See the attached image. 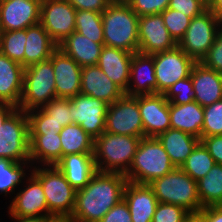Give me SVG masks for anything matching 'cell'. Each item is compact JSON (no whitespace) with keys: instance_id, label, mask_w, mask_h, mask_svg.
Here are the masks:
<instances>
[{"instance_id":"1","label":"cell","mask_w":222,"mask_h":222,"mask_svg":"<svg viewBox=\"0 0 222 222\" xmlns=\"http://www.w3.org/2000/svg\"><path fill=\"white\" fill-rule=\"evenodd\" d=\"M127 178L120 173L97 171L89 183L76 190L75 206L70 222H99L123 199Z\"/></svg>"},{"instance_id":"2","label":"cell","mask_w":222,"mask_h":222,"mask_svg":"<svg viewBox=\"0 0 222 222\" xmlns=\"http://www.w3.org/2000/svg\"><path fill=\"white\" fill-rule=\"evenodd\" d=\"M104 45L130 53L138 52L139 16L126 3H110L101 13Z\"/></svg>"},{"instance_id":"3","label":"cell","mask_w":222,"mask_h":222,"mask_svg":"<svg viewBox=\"0 0 222 222\" xmlns=\"http://www.w3.org/2000/svg\"><path fill=\"white\" fill-rule=\"evenodd\" d=\"M141 137L103 132L94 140V160L98 171L126 175Z\"/></svg>"},{"instance_id":"4","label":"cell","mask_w":222,"mask_h":222,"mask_svg":"<svg viewBox=\"0 0 222 222\" xmlns=\"http://www.w3.org/2000/svg\"><path fill=\"white\" fill-rule=\"evenodd\" d=\"M175 168L160 141L156 137H144L125 177L132 183L150 184Z\"/></svg>"},{"instance_id":"5","label":"cell","mask_w":222,"mask_h":222,"mask_svg":"<svg viewBox=\"0 0 222 222\" xmlns=\"http://www.w3.org/2000/svg\"><path fill=\"white\" fill-rule=\"evenodd\" d=\"M32 168L30 173L41 183L46 196L50 218L69 219L75 206L76 190L55 165H35Z\"/></svg>"},{"instance_id":"6","label":"cell","mask_w":222,"mask_h":222,"mask_svg":"<svg viewBox=\"0 0 222 222\" xmlns=\"http://www.w3.org/2000/svg\"><path fill=\"white\" fill-rule=\"evenodd\" d=\"M148 185L153 189L158 202L175 204L188 212L202 209L197 191V181L179 167L154 179Z\"/></svg>"},{"instance_id":"7","label":"cell","mask_w":222,"mask_h":222,"mask_svg":"<svg viewBox=\"0 0 222 222\" xmlns=\"http://www.w3.org/2000/svg\"><path fill=\"white\" fill-rule=\"evenodd\" d=\"M54 77L50 59L25 67L23 93L18 109L25 112L40 109L56 99Z\"/></svg>"},{"instance_id":"8","label":"cell","mask_w":222,"mask_h":222,"mask_svg":"<svg viewBox=\"0 0 222 222\" xmlns=\"http://www.w3.org/2000/svg\"><path fill=\"white\" fill-rule=\"evenodd\" d=\"M0 159L30 162L29 121L23 110L17 108L0 126Z\"/></svg>"},{"instance_id":"9","label":"cell","mask_w":222,"mask_h":222,"mask_svg":"<svg viewBox=\"0 0 222 222\" xmlns=\"http://www.w3.org/2000/svg\"><path fill=\"white\" fill-rule=\"evenodd\" d=\"M219 31V18L207 8L191 19L184 37L177 45L196 62H201L213 45Z\"/></svg>"},{"instance_id":"10","label":"cell","mask_w":222,"mask_h":222,"mask_svg":"<svg viewBox=\"0 0 222 222\" xmlns=\"http://www.w3.org/2000/svg\"><path fill=\"white\" fill-rule=\"evenodd\" d=\"M105 132L144 138L138 96L124 94L114 103L108 105Z\"/></svg>"},{"instance_id":"11","label":"cell","mask_w":222,"mask_h":222,"mask_svg":"<svg viewBox=\"0 0 222 222\" xmlns=\"http://www.w3.org/2000/svg\"><path fill=\"white\" fill-rule=\"evenodd\" d=\"M157 93L164 94L178 80L190 76L197 63L178 45L172 50L153 54Z\"/></svg>"},{"instance_id":"12","label":"cell","mask_w":222,"mask_h":222,"mask_svg":"<svg viewBox=\"0 0 222 222\" xmlns=\"http://www.w3.org/2000/svg\"><path fill=\"white\" fill-rule=\"evenodd\" d=\"M76 9L67 0H41L40 24L59 44L75 31Z\"/></svg>"},{"instance_id":"13","label":"cell","mask_w":222,"mask_h":222,"mask_svg":"<svg viewBox=\"0 0 222 222\" xmlns=\"http://www.w3.org/2000/svg\"><path fill=\"white\" fill-rule=\"evenodd\" d=\"M29 172L21 188L11 197L12 201L8 207L9 217H50L41 183Z\"/></svg>"},{"instance_id":"14","label":"cell","mask_w":222,"mask_h":222,"mask_svg":"<svg viewBox=\"0 0 222 222\" xmlns=\"http://www.w3.org/2000/svg\"><path fill=\"white\" fill-rule=\"evenodd\" d=\"M108 104L89 95L78 94L70 99V112L74 123L94 140L105 131Z\"/></svg>"},{"instance_id":"15","label":"cell","mask_w":222,"mask_h":222,"mask_svg":"<svg viewBox=\"0 0 222 222\" xmlns=\"http://www.w3.org/2000/svg\"><path fill=\"white\" fill-rule=\"evenodd\" d=\"M138 40V52L149 55L172 50L177 46L165 27L161 14L139 17Z\"/></svg>"},{"instance_id":"16","label":"cell","mask_w":222,"mask_h":222,"mask_svg":"<svg viewBox=\"0 0 222 222\" xmlns=\"http://www.w3.org/2000/svg\"><path fill=\"white\" fill-rule=\"evenodd\" d=\"M41 0H0V31L23 30L40 23Z\"/></svg>"},{"instance_id":"17","label":"cell","mask_w":222,"mask_h":222,"mask_svg":"<svg viewBox=\"0 0 222 222\" xmlns=\"http://www.w3.org/2000/svg\"><path fill=\"white\" fill-rule=\"evenodd\" d=\"M50 60L54 69L56 97L71 99L80 94L82 67L59 48Z\"/></svg>"},{"instance_id":"18","label":"cell","mask_w":222,"mask_h":222,"mask_svg":"<svg viewBox=\"0 0 222 222\" xmlns=\"http://www.w3.org/2000/svg\"><path fill=\"white\" fill-rule=\"evenodd\" d=\"M144 137H157L171 128L169 102L164 94L138 96Z\"/></svg>"},{"instance_id":"19","label":"cell","mask_w":222,"mask_h":222,"mask_svg":"<svg viewBox=\"0 0 222 222\" xmlns=\"http://www.w3.org/2000/svg\"><path fill=\"white\" fill-rule=\"evenodd\" d=\"M80 93L103 100L108 105L114 103L125 94L118 85L107 77L98 65L82 67Z\"/></svg>"},{"instance_id":"20","label":"cell","mask_w":222,"mask_h":222,"mask_svg":"<svg viewBox=\"0 0 222 222\" xmlns=\"http://www.w3.org/2000/svg\"><path fill=\"white\" fill-rule=\"evenodd\" d=\"M157 93V81L153 55L133 53L130 66V79L126 95L141 96Z\"/></svg>"},{"instance_id":"21","label":"cell","mask_w":222,"mask_h":222,"mask_svg":"<svg viewBox=\"0 0 222 222\" xmlns=\"http://www.w3.org/2000/svg\"><path fill=\"white\" fill-rule=\"evenodd\" d=\"M123 199L127 203L132 222H152L158 199L148 184L127 182Z\"/></svg>"},{"instance_id":"22","label":"cell","mask_w":222,"mask_h":222,"mask_svg":"<svg viewBox=\"0 0 222 222\" xmlns=\"http://www.w3.org/2000/svg\"><path fill=\"white\" fill-rule=\"evenodd\" d=\"M195 100L205 107L222 99V73L205 67L197 62L191 71Z\"/></svg>"},{"instance_id":"23","label":"cell","mask_w":222,"mask_h":222,"mask_svg":"<svg viewBox=\"0 0 222 222\" xmlns=\"http://www.w3.org/2000/svg\"><path fill=\"white\" fill-rule=\"evenodd\" d=\"M24 67L0 53V104L18 108L23 93Z\"/></svg>"},{"instance_id":"24","label":"cell","mask_w":222,"mask_h":222,"mask_svg":"<svg viewBox=\"0 0 222 222\" xmlns=\"http://www.w3.org/2000/svg\"><path fill=\"white\" fill-rule=\"evenodd\" d=\"M132 57L133 53L104 45L97 65L109 79L126 92Z\"/></svg>"},{"instance_id":"25","label":"cell","mask_w":222,"mask_h":222,"mask_svg":"<svg viewBox=\"0 0 222 222\" xmlns=\"http://www.w3.org/2000/svg\"><path fill=\"white\" fill-rule=\"evenodd\" d=\"M55 166L75 190L84 188L98 171L93 153L65 155Z\"/></svg>"},{"instance_id":"26","label":"cell","mask_w":222,"mask_h":222,"mask_svg":"<svg viewBox=\"0 0 222 222\" xmlns=\"http://www.w3.org/2000/svg\"><path fill=\"white\" fill-rule=\"evenodd\" d=\"M57 48L58 44L40 23L26 28L24 68L50 59Z\"/></svg>"},{"instance_id":"27","label":"cell","mask_w":222,"mask_h":222,"mask_svg":"<svg viewBox=\"0 0 222 222\" xmlns=\"http://www.w3.org/2000/svg\"><path fill=\"white\" fill-rule=\"evenodd\" d=\"M103 46L104 43H95L76 31L58 44V48L81 67L97 65Z\"/></svg>"},{"instance_id":"28","label":"cell","mask_w":222,"mask_h":222,"mask_svg":"<svg viewBox=\"0 0 222 222\" xmlns=\"http://www.w3.org/2000/svg\"><path fill=\"white\" fill-rule=\"evenodd\" d=\"M171 128L202 137L204 109L196 101L188 104H169Z\"/></svg>"},{"instance_id":"29","label":"cell","mask_w":222,"mask_h":222,"mask_svg":"<svg viewBox=\"0 0 222 222\" xmlns=\"http://www.w3.org/2000/svg\"><path fill=\"white\" fill-rule=\"evenodd\" d=\"M175 167H181L200 139L178 129L170 128L156 137Z\"/></svg>"},{"instance_id":"30","label":"cell","mask_w":222,"mask_h":222,"mask_svg":"<svg viewBox=\"0 0 222 222\" xmlns=\"http://www.w3.org/2000/svg\"><path fill=\"white\" fill-rule=\"evenodd\" d=\"M30 163L55 165L62 158L60 134L29 135ZM38 162V163H37Z\"/></svg>"},{"instance_id":"31","label":"cell","mask_w":222,"mask_h":222,"mask_svg":"<svg viewBox=\"0 0 222 222\" xmlns=\"http://www.w3.org/2000/svg\"><path fill=\"white\" fill-rule=\"evenodd\" d=\"M197 191L202 208L222 206L221 164H215L204 177L197 181Z\"/></svg>"},{"instance_id":"32","label":"cell","mask_w":222,"mask_h":222,"mask_svg":"<svg viewBox=\"0 0 222 222\" xmlns=\"http://www.w3.org/2000/svg\"><path fill=\"white\" fill-rule=\"evenodd\" d=\"M62 157L68 154L94 153V139L78 124H70L59 132Z\"/></svg>"},{"instance_id":"33","label":"cell","mask_w":222,"mask_h":222,"mask_svg":"<svg viewBox=\"0 0 222 222\" xmlns=\"http://www.w3.org/2000/svg\"><path fill=\"white\" fill-rule=\"evenodd\" d=\"M29 167L32 168L30 162L17 163L10 159H0V193L4 196L9 194V197L13 195L28 177L26 171Z\"/></svg>"},{"instance_id":"34","label":"cell","mask_w":222,"mask_h":222,"mask_svg":"<svg viewBox=\"0 0 222 222\" xmlns=\"http://www.w3.org/2000/svg\"><path fill=\"white\" fill-rule=\"evenodd\" d=\"M215 164V160L200 141L180 168L193 180L198 181L204 177Z\"/></svg>"},{"instance_id":"35","label":"cell","mask_w":222,"mask_h":222,"mask_svg":"<svg viewBox=\"0 0 222 222\" xmlns=\"http://www.w3.org/2000/svg\"><path fill=\"white\" fill-rule=\"evenodd\" d=\"M75 31L95 43H104L101 13L87 10H76Z\"/></svg>"},{"instance_id":"36","label":"cell","mask_w":222,"mask_h":222,"mask_svg":"<svg viewBox=\"0 0 222 222\" xmlns=\"http://www.w3.org/2000/svg\"><path fill=\"white\" fill-rule=\"evenodd\" d=\"M26 29L0 31V53L24 67Z\"/></svg>"},{"instance_id":"37","label":"cell","mask_w":222,"mask_h":222,"mask_svg":"<svg viewBox=\"0 0 222 222\" xmlns=\"http://www.w3.org/2000/svg\"><path fill=\"white\" fill-rule=\"evenodd\" d=\"M26 113L29 121V135L58 134L63 129L41 108Z\"/></svg>"},{"instance_id":"38","label":"cell","mask_w":222,"mask_h":222,"mask_svg":"<svg viewBox=\"0 0 222 222\" xmlns=\"http://www.w3.org/2000/svg\"><path fill=\"white\" fill-rule=\"evenodd\" d=\"M160 14L163 17V23L169 31L170 36L178 44L184 37L192 18L171 8L165 9Z\"/></svg>"},{"instance_id":"39","label":"cell","mask_w":222,"mask_h":222,"mask_svg":"<svg viewBox=\"0 0 222 222\" xmlns=\"http://www.w3.org/2000/svg\"><path fill=\"white\" fill-rule=\"evenodd\" d=\"M169 104H188L195 100L191 76L178 80L164 93Z\"/></svg>"},{"instance_id":"40","label":"cell","mask_w":222,"mask_h":222,"mask_svg":"<svg viewBox=\"0 0 222 222\" xmlns=\"http://www.w3.org/2000/svg\"><path fill=\"white\" fill-rule=\"evenodd\" d=\"M203 109L202 137L222 135V99L203 107Z\"/></svg>"},{"instance_id":"41","label":"cell","mask_w":222,"mask_h":222,"mask_svg":"<svg viewBox=\"0 0 222 222\" xmlns=\"http://www.w3.org/2000/svg\"><path fill=\"white\" fill-rule=\"evenodd\" d=\"M41 109L62 127L74 123V117L70 112V99H53Z\"/></svg>"},{"instance_id":"42","label":"cell","mask_w":222,"mask_h":222,"mask_svg":"<svg viewBox=\"0 0 222 222\" xmlns=\"http://www.w3.org/2000/svg\"><path fill=\"white\" fill-rule=\"evenodd\" d=\"M188 211L175 204H157L152 222H183Z\"/></svg>"},{"instance_id":"43","label":"cell","mask_w":222,"mask_h":222,"mask_svg":"<svg viewBox=\"0 0 222 222\" xmlns=\"http://www.w3.org/2000/svg\"><path fill=\"white\" fill-rule=\"evenodd\" d=\"M170 0H128L131 9L140 17L160 14L168 8Z\"/></svg>"},{"instance_id":"44","label":"cell","mask_w":222,"mask_h":222,"mask_svg":"<svg viewBox=\"0 0 222 222\" xmlns=\"http://www.w3.org/2000/svg\"><path fill=\"white\" fill-rule=\"evenodd\" d=\"M201 63L209 69L222 73V30L217 34L213 45Z\"/></svg>"},{"instance_id":"45","label":"cell","mask_w":222,"mask_h":222,"mask_svg":"<svg viewBox=\"0 0 222 222\" xmlns=\"http://www.w3.org/2000/svg\"><path fill=\"white\" fill-rule=\"evenodd\" d=\"M168 8L194 18L207 9V2L205 0H170Z\"/></svg>"},{"instance_id":"46","label":"cell","mask_w":222,"mask_h":222,"mask_svg":"<svg viewBox=\"0 0 222 222\" xmlns=\"http://www.w3.org/2000/svg\"><path fill=\"white\" fill-rule=\"evenodd\" d=\"M99 222H132L129 207L124 199L112 207Z\"/></svg>"},{"instance_id":"47","label":"cell","mask_w":222,"mask_h":222,"mask_svg":"<svg viewBox=\"0 0 222 222\" xmlns=\"http://www.w3.org/2000/svg\"><path fill=\"white\" fill-rule=\"evenodd\" d=\"M200 141L207 148L216 164L222 165V135L201 137Z\"/></svg>"},{"instance_id":"48","label":"cell","mask_w":222,"mask_h":222,"mask_svg":"<svg viewBox=\"0 0 222 222\" xmlns=\"http://www.w3.org/2000/svg\"><path fill=\"white\" fill-rule=\"evenodd\" d=\"M76 10L102 13L110 4L108 0H67Z\"/></svg>"},{"instance_id":"49","label":"cell","mask_w":222,"mask_h":222,"mask_svg":"<svg viewBox=\"0 0 222 222\" xmlns=\"http://www.w3.org/2000/svg\"><path fill=\"white\" fill-rule=\"evenodd\" d=\"M208 218V222H222V206H209L201 209Z\"/></svg>"},{"instance_id":"50","label":"cell","mask_w":222,"mask_h":222,"mask_svg":"<svg viewBox=\"0 0 222 222\" xmlns=\"http://www.w3.org/2000/svg\"><path fill=\"white\" fill-rule=\"evenodd\" d=\"M183 222H208V218L202 210L188 212Z\"/></svg>"},{"instance_id":"51","label":"cell","mask_w":222,"mask_h":222,"mask_svg":"<svg viewBox=\"0 0 222 222\" xmlns=\"http://www.w3.org/2000/svg\"><path fill=\"white\" fill-rule=\"evenodd\" d=\"M16 109L17 107L10 104H0V126Z\"/></svg>"},{"instance_id":"52","label":"cell","mask_w":222,"mask_h":222,"mask_svg":"<svg viewBox=\"0 0 222 222\" xmlns=\"http://www.w3.org/2000/svg\"><path fill=\"white\" fill-rule=\"evenodd\" d=\"M207 8L210 9L218 18L222 16V0H209Z\"/></svg>"},{"instance_id":"53","label":"cell","mask_w":222,"mask_h":222,"mask_svg":"<svg viewBox=\"0 0 222 222\" xmlns=\"http://www.w3.org/2000/svg\"><path fill=\"white\" fill-rule=\"evenodd\" d=\"M15 222H47L50 217H10Z\"/></svg>"},{"instance_id":"54","label":"cell","mask_w":222,"mask_h":222,"mask_svg":"<svg viewBox=\"0 0 222 222\" xmlns=\"http://www.w3.org/2000/svg\"><path fill=\"white\" fill-rule=\"evenodd\" d=\"M47 222H70L67 218L52 217Z\"/></svg>"},{"instance_id":"55","label":"cell","mask_w":222,"mask_h":222,"mask_svg":"<svg viewBox=\"0 0 222 222\" xmlns=\"http://www.w3.org/2000/svg\"><path fill=\"white\" fill-rule=\"evenodd\" d=\"M109 3H126L128 0H108Z\"/></svg>"},{"instance_id":"56","label":"cell","mask_w":222,"mask_h":222,"mask_svg":"<svg viewBox=\"0 0 222 222\" xmlns=\"http://www.w3.org/2000/svg\"><path fill=\"white\" fill-rule=\"evenodd\" d=\"M220 30H222V16L219 18Z\"/></svg>"}]
</instances>
